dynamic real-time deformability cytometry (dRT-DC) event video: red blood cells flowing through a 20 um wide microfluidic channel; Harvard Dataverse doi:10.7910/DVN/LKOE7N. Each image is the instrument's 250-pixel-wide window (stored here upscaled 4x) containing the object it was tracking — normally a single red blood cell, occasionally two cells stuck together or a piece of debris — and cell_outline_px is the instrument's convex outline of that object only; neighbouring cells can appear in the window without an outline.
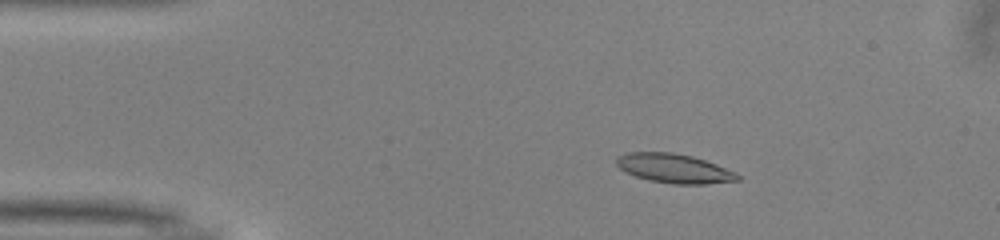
{"species": "common noctule bat (a hibernating species)", "species_latin": "Nyctalus noctula", "temperature_condition": "warm", "stored_images_in_passage": 20, "camera_frame_rate_fps": 3000, "um_per_image_px": 0.085, "animal": {"sex": "male", "body_mass_g": 13.0, "forearm_length_mm": 53.1}, "frame": {"image": 1, "passage_image": 5, "time_ms": 1.333, "image_size_px": [1000, 240], "cell_outline_px": [[744, 176], [740, 180], [704, 184], [672, 184], [648, 180], [624, 172], [616, 164], [616, 156], [628, 152], [672, 152], [692, 156], [716, 164], [736, 172]], "centroid_in_image_um": [57.31, 14.32], "position_along_channel_um": 27.7, "area_um2": 20.81}}
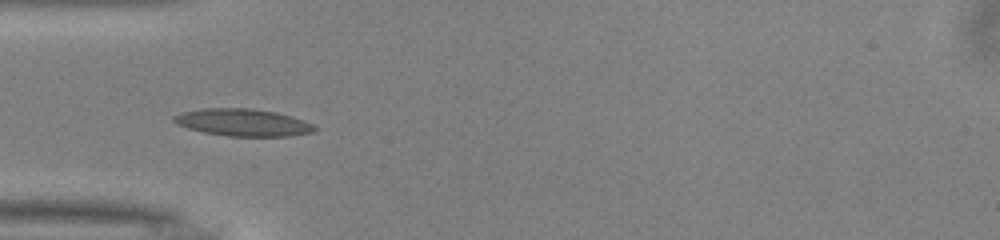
{"frame": {"image": 2, "passage_image": 12, "time_ms": 3.667, "image_size_px": [1000, 240], "cell_outline_px": [[316, 128], [312, 132], [288, 136], [228, 136], [204, 132], [188, 128], [176, 124], [172, 120], [172, 116], [184, 112], [204, 108], [252, 108], [276, 112], [292, 116], [312, 124]], "centroid_in_image_um": [20.62, 10.4], "position_along_channel_um": 64.4, "area_um2": 22.2}}
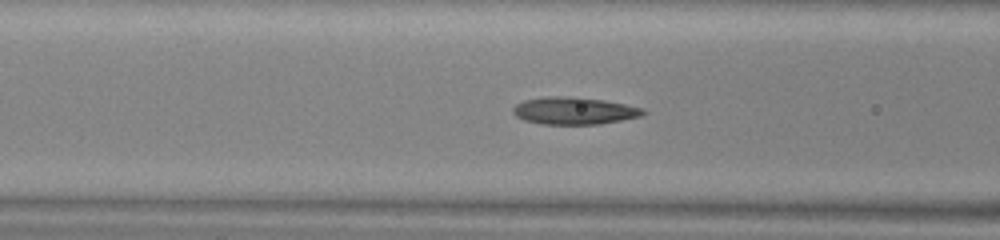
{"frame": {"image": 3, "passage_image": 16, "time_ms": 5.0, "image_size_px": [1000, 240], "cell_outline_px": [[648, 112], [640, 116], [600, 124], [540, 124], [524, 120], [516, 116], [512, 112], [512, 108], [516, 104], [524, 100], [544, 96], [564, 96], [604, 100], [644, 108]], "centroid_in_image_um": [48.78, 9.41], "position_along_channel_um": 117.8, "area_um2": 20.69}}